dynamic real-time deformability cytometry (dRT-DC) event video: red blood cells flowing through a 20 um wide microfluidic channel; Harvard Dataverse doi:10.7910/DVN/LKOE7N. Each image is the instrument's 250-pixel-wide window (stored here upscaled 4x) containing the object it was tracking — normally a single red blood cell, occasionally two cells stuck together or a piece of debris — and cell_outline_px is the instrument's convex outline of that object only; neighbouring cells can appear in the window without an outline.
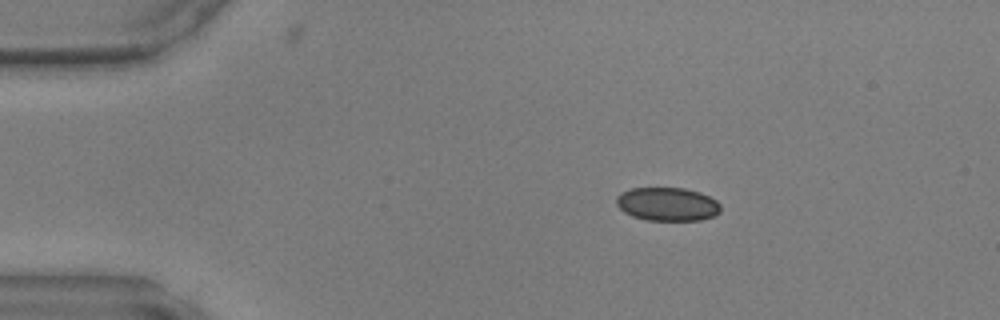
{"species": "common noctule bat (a hibernating species)", "species_latin": "Nyctalus noctula", "temperature_condition": "warm", "stored_images_in_passage": 40, "camera_frame_rate_fps": 3000, "um_per_image_px": 0.085, "animal": {"sex": "male", "body_mass_g": 17.9, "forearm_length_mm": 54.2}, "frame": {"image": 1, "passage_image": 1, "time_ms": 0.0, "image_size_px": [1000, 320], "cell_outline_px": [[720, 212], [712, 216], [700, 220], [648, 220], [632, 216], [624, 212], [616, 204], [616, 196], [620, 192], [632, 188], [684, 188], [700, 192], [716, 200], [720, 204]], "centroid_in_image_um": [56.71, 17.34], "position_along_channel_um": 28.3, "area_um2": 20.35}}
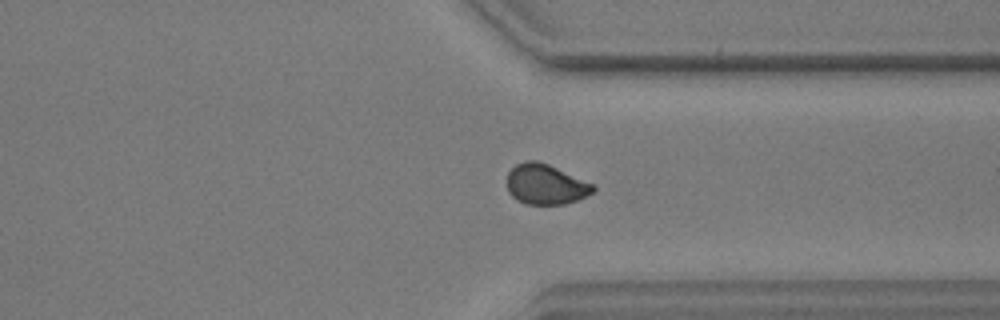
{"frame": {"image": 2, "passage_image": 29, "time_ms": 9.333, "image_size_px": [1000, 320], "cell_outline_px": [[596, 188], [592, 192], [576, 200], [564, 204], [524, 204], [516, 200], [508, 192], [508, 172], [516, 164], [524, 160], [536, 160], [548, 164], [596, 184]], "centroid_in_image_um": [46.38, 15.66], "position_along_channel_um": 365.0, "area_um2": 20.29}}
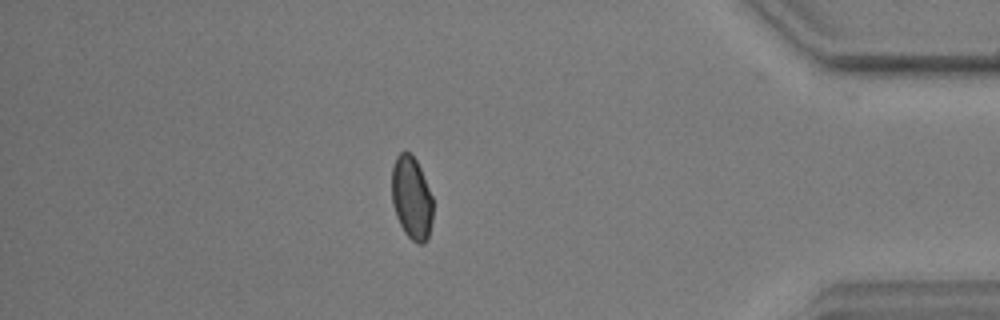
{"frame": {"image": 3, "passage_image": 34, "time_ms": 11.0, "image_size_px": [1000, 320], "cell_outline_px": [[432, 220], [428, 236], [424, 244], [416, 244], [404, 232], [396, 216], [392, 204], [392, 164], [396, 156], [400, 152], [412, 152], [420, 168], [432, 196]], "centroid_in_image_um": [34.97, 16.81], "position_along_channel_um": 400.2, "area_um2": 20.0}}